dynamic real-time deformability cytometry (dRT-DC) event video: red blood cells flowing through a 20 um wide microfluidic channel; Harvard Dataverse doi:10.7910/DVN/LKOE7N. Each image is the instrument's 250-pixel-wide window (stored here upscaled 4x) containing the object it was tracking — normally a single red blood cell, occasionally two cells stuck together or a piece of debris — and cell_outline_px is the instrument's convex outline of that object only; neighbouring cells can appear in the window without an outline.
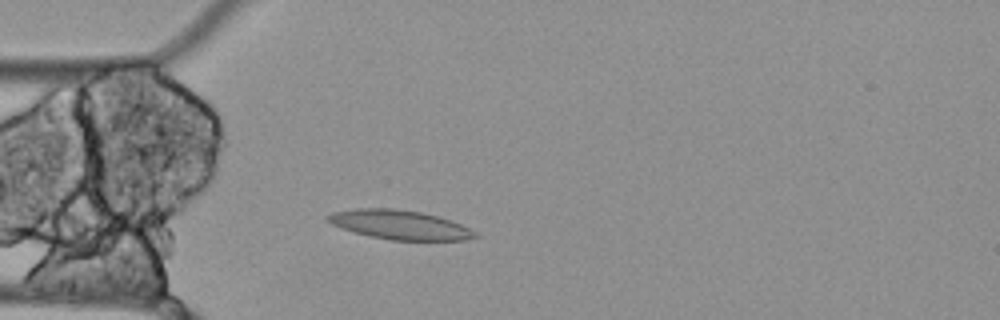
{"species": "Egyptian fruit bat (a non-hibernating species)", "species_latin": "Rousettus aegyptiacus", "temperature_condition": "cold", "stored_images_in_passage": 53, "camera_frame_rate_fps": 3000, "um_per_image_px": 0.085, "animal": {"sex": "female"}, "frame": {"image": 1, "passage_image": 12, "time_ms": 3.667, "image_size_px": [1000, 320], "cell_outline_px": [[480, 236], [464, 240], [392, 240], [368, 236], [340, 228], [324, 220], [324, 216], [332, 212], [356, 208], [392, 208], [420, 212], [436, 216], [460, 224], [476, 232]], "centroid_in_image_um": [33.9, 19.1], "position_along_channel_um": 51.1, "area_um2": 25.09}}
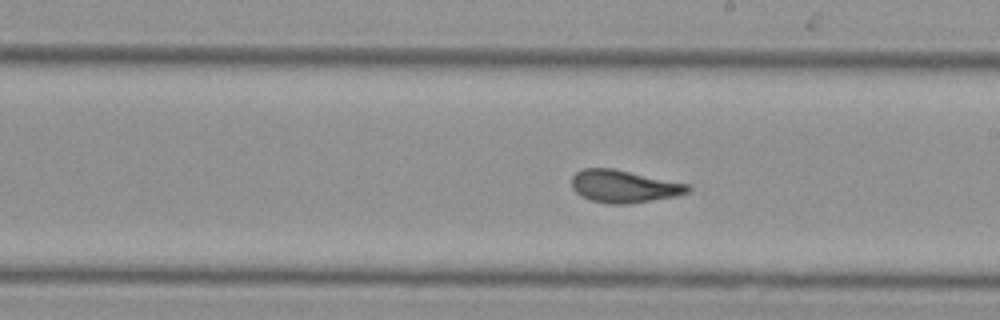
{"frame": {"image": 2, "passage_image": 28, "time_ms": 9.0, "image_size_px": [1000, 320], "cell_outline_px": [[692, 188], [688, 192], [676, 196], [628, 204], [608, 204], [592, 200], [580, 196], [572, 188], [572, 176], [576, 172], [584, 168], [612, 168], [692, 184]], "centroid_in_image_um": [53.06, 15.83], "position_along_channel_um": 235.9, "area_um2": 22.2}}
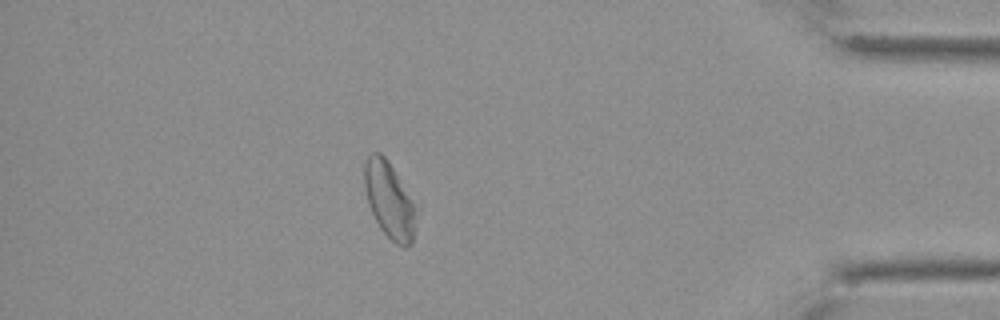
{"frame": {"image": 3, "passage_image": 46, "time_ms": 15.0, "image_size_px": [1000, 320], "cell_outline_px": [[416, 208], [412, 244], [408, 248], [404, 248], [396, 244], [380, 228], [368, 204], [364, 188], [364, 164], [368, 156], [372, 152], [380, 152], [388, 160]], "centroid_in_image_um": [33.07, 17.02], "position_along_channel_um": 402.1, "area_um2": 22.6}}